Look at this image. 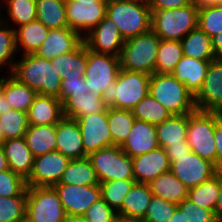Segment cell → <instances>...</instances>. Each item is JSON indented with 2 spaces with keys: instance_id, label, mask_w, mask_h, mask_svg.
<instances>
[{
  "instance_id": "obj_1",
  "label": "cell",
  "mask_w": 222,
  "mask_h": 222,
  "mask_svg": "<svg viewBox=\"0 0 222 222\" xmlns=\"http://www.w3.org/2000/svg\"><path fill=\"white\" fill-rule=\"evenodd\" d=\"M16 59L11 75L20 83L33 89L37 94L53 96L60 100L63 78L51 60L36 53L20 55Z\"/></svg>"
},
{
  "instance_id": "obj_2",
  "label": "cell",
  "mask_w": 222,
  "mask_h": 222,
  "mask_svg": "<svg viewBox=\"0 0 222 222\" xmlns=\"http://www.w3.org/2000/svg\"><path fill=\"white\" fill-rule=\"evenodd\" d=\"M149 94L171 115H184L196 110L194 96L172 74H152Z\"/></svg>"
},
{
  "instance_id": "obj_3",
  "label": "cell",
  "mask_w": 222,
  "mask_h": 222,
  "mask_svg": "<svg viewBox=\"0 0 222 222\" xmlns=\"http://www.w3.org/2000/svg\"><path fill=\"white\" fill-rule=\"evenodd\" d=\"M198 11L194 2L181 8L151 11V30L160 40L181 41L198 27Z\"/></svg>"
},
{
  "instance_id": "obj_4",
  "label": "cell",
  "mask_w": 222,
  "mask_h": 222,
  "mask_svg": "<svg viewBox=\"0 0 222 222\" xmlns=\"http://www.w3.org/2000/svg\"><path fill=\"white\" fill-rule=\"evenodd\" d=\"M106 16L116 24L124 41L151 30L148 3L108 0Z\"/></svg>"
},
{
  "instance_id": "obj_5",
  "label": "cell",
  "mask_w": 222,
  "mask_h": 222,
  "mask_svg": "<svg viewBox=\"0 0 222 222\" xmlns=\"http://www.w3.org/2000/svg\"><path fill=\"white\" fill-rule=\"evenodd\" d=\"M159 44L160 38L152 30L125 40L119 55L121 69L149 75L156 73Z\"/></svg>"
},
{
  "instance_id": "obj_6",
  "label": "cell",
  "mask_w": 222,
  "mask_h": 222,
  "mask_svg": "<svg viewBox=\"0 0 222 222\" xmlns=\"http://www.w3.org/2000/svg\"><path fill=\"white\" fill-rule=\"evenodd\" d=\"M222 117L220 112L195 110L189 113L186 141L190 150L214 165L217 148L215 145V127Z\"/></svg>"
},
{
  "instance_id": "obj_7",
  "label": "cell",
  "mask_w": 222,
  "mask_h": 222,
  "mask_svg": "<svg viewBox=\"0 0 222 222\" xmlns=\"http://www.w3.org/2000/svg\"><path fill=\"white\" fill-rule=\"evenodd\" d=\"M150 77L146 73L120 69L107 97L108 106L131 111L149 94Z\"/></svg>"
},
{
  "instance_id": "obj_8",
  "label": "cell",
  "mask_w": 222,
  "mask_h": 222,
  "mask_svg": "<svg viewBox=\"0 0 222 222\" xmlns=\"http://www.w3.org/2000/svg\"><path fill=\"white\" fill-rule=\"evenodd\" d=\"M67 213L53 186L27 187L26 222H64Z\"/></svg>"
},
{
  "instance_id": "obj_9",
  "label": "cell",
  "mask_w": 222,
  "mask_h": 222,
  "mask_svg": "<svg viewBox=\"0 0 222 222\" xmlns=\"http://www.w3.org/2000/svg\"><path fill=\"white\" fill-rule=\"evenodd\" d=\"M120 69L119 57L96 53L87 48V71L84 78L88 92L107 98Z\"/></svg>"
},
{
  "instance_id": "obj_10",
  "label": "cell",
  "mask_w": 222,
  "mask_h": 222,
  "mask_svg": "<svg viewBox=\"0 0 222 222\" xmlns=\"http://www.w3.org/2000/svg\"><path fill=\"white\" fill-rule=\"evenodd\" d=\"M88 157L99 183L117 179H134L133 160L122 151L120 146L101 148Z\"/></svg>"
},
{
  "instance_id": "obj_11",
  "label": "cell",
  "mask_w": 222,
  "mask_h": 222,
  "mask_svg": "<svg viewBox=\"0 0 222 222\" xmlns=\"http://www.w3.org/2000/svg\"><path fill=\"white\" fill-rule=\"evenodd\" d=\"M66 15L69 28L84 38L107 12V1L66 0Z\"/></svg>"
},
{
  "instance_id": "obj_12",
  "label": "cell",
  "mask_w": 222,
  "mask_h": 222,
  "mask_svg": "<svg viewBox=\"0 0 222 222\" xmlns=\"http://www.w3.org/2000/svg\"><path fill=\"white\" fill-rule=\"evenodd\" d=\"M170 171L188 188L200 185L217 174L215 165L190 151L171 163Z\"/></svg>"
},
{
  "instance_id": "obj_13",
  "label": "cell",
  "mask_w": 222,
  "mask_h": 222,
  "mask_svg": "<svg viewBox=\"0 0 222 222\" xmlns=\"http://www.w3.org/2000/svg\"><path fill=\"white\" fill-rule=\"evenodd\" d=\"M61 204L67 216H82L87 209L101 198L99 185L55 184Z\"/></svg>"
},
{
  "instance_id": "obj_14",
  "label": "cell",
  "mask_w": 222,
  "mask_h": 222,
  "mask_svg": "<svg viewBox=\"0 0 222 222\" xmlns=\"http://www.w3.org/2000/svg\"><path fill=\"white\" fill-rule=\"evenodd\" d=\"M69 161L58 151L35 157L32 173L26 180L27 187L54 186L59 183Z\"/></svg>"
},
{
  "instance_id": "obj_15",
  "label": "cell",
  "mask_w": 222,
  "mask_h": 222,
  "mask_svg": "<svg viewBox=\"0 0 222 222\" xmlns=\"http://www.w3.org/2000/svg\"><path fill=\"white\" fill-rule=\"evenodd\" d=\"M76 121L79 124L83 147L87 156L101 148L114 145L109 130L107 110L80 117Z\"/></svg>"
},
{
  "instance_id": "obj_16",
  "label": "cell",
  "mask_w": 222,
  "mask_h": 222,
  "mask_svg": "<svg viewBox=\"0 0 222 222\" xmlns=\"http://www.w3.org/2000/svg\"><path fill=\"white\" fill-rule=\"evenodd\" d=\"M194 99L196 110L222 113V58L210 62L202 87Z\"/></svg>"
},
{
  "instance_id": "obj_17",
  "label": "cell",
  "mask_w": 222,
  "mask_h": 222,
  "mask_svg": "<svg viewBox=\"0 0 222 222\" xmlns=\"http://www.w3.org/2000/svg\"><path fill=\"white\" fill-rule=\"evenodd\" d=\"M87 48L100 54L119 57L124 44L118 27L107 16L94 27L84 38Z\"/></svg>"
},
{
  "instance_id": "obj_18",
  "label": "cell",
  "mask_w": 222,
  "mask_h": 222,
  "mask_svg": "<svg viewBox=\"0 0 222 222\" xmlns=\"http://www.w3.org/2000/svg\"><path fill=\"white\" fill-rule=\"evenodd\" d=\"M132 160L136 183L148 184L159 175L170 171L171 163L162 147L136 156Z\"/></svg>"
},
{
  "instance_id": "obj_19",
  "label": "cell",
  "mask_w": 222,
  "mask_h": 222,
  "mask_svg": "<svg viewBox=\"0 0 222 222\" xmlns=\"http://www.w3.org/2000/svg\"><path fill=\"white\" fill-rule=\"evenodd\" d=\"M56 151L70 160L87 157L79 124L75 119L63 117L56 125Z\"/></svg>"
},
{
  "instance_id": "obj_20",
  "label": "cell",
  "mask_w": 222,
  "mask_h": 222,
  "mask_svg": "<svg viewBox=\"0 0 222 222\" xmlns=\"http://www.w3.org/2000/svg\"><path fill=\"white\" fill-rule=\"evenodd\" d=\"M120 147L131 158L158 148L155 125L135 119L126 141Z\"/></svg>"
},
{
  "instance_id": "obj_21",
  "label": "cell",
  "mask_w": 222,
  "mask_h": 222,
  "mask_svg": "<svg viewBox=\"0 0 222 222\" xmlns=\"http://www.w3.org/2000/svg\"><path fill=\"white\" fill-rule=\"evenodd\" d=\"M82 41L83 38L69 27L50 29L47 38L36 54L52 60L74 50Z\"/></svg>"
},
{
  "instance_id": "obj_22",
  "label": "cell",
  "mask_w": 222,
  "mask_h": 222,
  "mask_svg": "<svg viewBox=\"0 0 222 222\" xmlns=\"http://www.w3.org/2000/svg\"><path fill=\"white\" fill-rule=\"evenodd\" d=\"M27 117L29 126L57 125L64 117L62 102L53 96L37 94Z\"/></svg>"
},
{
  "instance_id": "obj_23",
  "label": "cell",
  "mask_w": 222,
  "mask_h": 222,
  "mask_svg": "<svg viewBox=\"0 0 222 222\" xmlns=\"http://www.w3.org/2000/svg\"><path fill=\"white\" fill-rule=\"evenodd\" d=\"M1 146L7 158L8 168L27 180L32 173L34 157L24 137L7 139Z\"/></svg>"
},
{
  "instance_id": "obj_24",
  "label": "cell",
  "mask_w": 222,
  "mask_h": 222,
  "mask_svg": "<svg viewBox=\"0 0 222 222\" xmlns=\"http://www.w3.org/2000/svg\"><path fill=\"white\" fill-rule=\"evenodd\" d=\"M210 62L183 56L172 75L195 96L202 87Z\"/></svg>"
},
{
  "instance_id": "obj_25",
  "label": "cell",
  "mask_w": 222,
  "mask_h": 222,
  "mask_svg": "<svg viewBox=\"0 0 222 222\" xmlns=\"http://www.w3.org/2000/svg\"><path fill=\"white\" fill-rule=\"evenodd\" d=\"M62 106L64 116L75 120L90 114L105 112L109 107L107 98H101L92 92L70 95Z\"/></svg>"
},
{
  "instance_id": "obj_26",
  "label": "cell",
  "mask_w": 222,
  "mask_h": 222,
  "mask_svg": "<svg viewBox=\"0 0 222 222\" xmlns=\"http://www.w3.org/2000/svg\"><path fill=\"white\" fill-rule=\"evenodd\" d=\"M63 80L82 78L87 71V46L84 40L72 51L51 60Z\"/></svg>"
},
{
  "instance_id": "obj_27",
  "label": "cell",
  "mask_w": 222,
  "mask_h": 222,
  "mask_svg": "<svg viewBox=\"0 0 222 222\" xmlns=\"http://www.w3.org/2000/svg\"><path fill=\"white\" fill-rule=\"evenodd\" d=\"M4 10L8 14L4 13L6 12ZM36 16V0H0V20L9 24L14 30L35 21Z\"/></svg>"
},
{
  "instance_id": "obj_28",
  "label": "cell",
  "mask_w": 222,
  "mask_h": 222,
  "mask_svg": "<svg viewBox=\"0 0 222 222\" xmlns=\"http://www.w3.org/2000/svg\"><path fill=\"white\" fill-rule=\"evenodd\" d=\"M2 92L7 102L15 110L27 113L37 93L20 83L11 74L2 73Z\"/></svg>"
},
{
  "instance_id": "obj_29",
  "label": "cell",
  "mask_w": 222,
  "mask_h": 222,
  "mask_svg": "<svg viewBox=\"0 0 222 222\" xmlns=\"http://www.w3.org/2000/svg\"><path fill=\"white\" fill-rule=\"evenodd\" d=\"M16 49L21 55L36 53L48 36L49 29L35 20L16 30Z\"/></svg>"
},
{
  "instance_id": "obj_30",
  "label": "cell",
  "mask_w": 222,
  "mask_h": 222,
  "mask_svg": "<svg viewBox=\"0 0 222 222\" xmlns=\"http://www.w3.org/2000/svg\"><path fill=\"white\" fill-rule=\"evenodd\" d=\"M189 114L171 115L167 120L155 125L159 147L180 144L186 141Z\"/></svg>"
},
{
  "instance_id": "obj_31",
  "label": "cell",
  "mask_w": 222,
  "mask_h": 222,
  "mask_svg": "<svg viewBox=\"0 0 222 222\" xmlns=\"http://www.w3.org/2000/svg\"><path fill=\"white\" fill-rule=\"evenodd\" d=\"M152 196L149 184L135 183L124 198L117 215L127 218H143Z\"/></svg>"
},
{
  "instance_id": "obj_32",
  "label": "cell",
  "mask_w": 222,
  "mask_h": 222,
  "mask_svg": "<svg viewBox=\"0 0 222 222\" xmlns=\"http://www.w3.org/2000/svg\"><path fill=\"white\" fill-rule=\"evenodd\" d=\"M153 195L166 201L179 204L188 198V188L171 172L159 175L148 183Z\"/></svg>"
},
{
  "instance_id": "obj_33",
  "label": "cell",
  "mask_w": 222,
  "mask_h": 222,
  "mask_svg": "<svg viewBox=\"0 0 222 222\" xmlns=\"http://www.w3.org/2000/svg\"><path fill=\"white\" fill-rule=\"evenodd\" d=\"M24 139L34 158L56 151V125L29 126Z\"/></svg>"
},
{
  "instance_id": "obj_34",
  "label": "cell",
  "mask_w": 222,
  "mask_h": 222,
  "mask_svg": "<svg viewBox=\"0 0 222 222\" xmlns=\"http://www.w3.org/2000/svg\"><path fill=\"white\" fill-rule=\"evenodd\" d=\"M57 184L99 185L98 178L89 157L72 159L63 171Z\"/></svg>"
},
{
  "instance_id": "obj_35",
  "label": "cell",
  "mask_w": 222,
  "mask_h": 222,
  "mask_svg": "<svg viewBox=\"0 0 222 222\" xmlns=\"http://www.w3.org/2000/svg\"><path fill=\"white\" fill-rule=\"evenodd\" d=\"M180 42L183 56L204 61L216 59L211 38L199 27L190 31Z\"/></svg>"
},
{
  "instance_id": "obj_36",
  "label": "cell",
  "mask_w": 222,
  "mask_h": 222,
  "mask_svg": "<svg viewBox=\"0 0 222 222\" xmlns=\"http://www.w3.org/2000/svg\"><path fill=\"white\" fill-rule=\"evenodd\" d=\"M36 20L49 30L69 27L63 0H36Z\"/></svg>"
},
{
  "instance_id": "obj_37",
  "label": "cell",
  "mask_w": 222,
  "mask_h": 222,
  "mask_svg": "<svg viewBox=\"0 0 222 222\" xmlns=\"http://www.w3.org/2000/svg\"><path fill=\"white\" fill-rule=\"evenodd\" d=\"M221 185V174L217 173L210 179L188 190V199L198 206L214 211Z\"/></svg>"
},
{
  "instance_id": "obj_38",
  "label": "cell",
  "mask_w": 222,
  "mask_h": 222,
  "mask_svg": "<svg viewBox=\"0 0 222 222\" xmlns=\"http://www.w3.org/2000/svg\"><path fill=\"white\" fill-rule=\"evenodd\" d=\"M107 119L113 144L121 146L126 141L135 121L132 111L108 107Z\"/></svg>"
},
{
  "instance_id": "obj_39",
  "label": "cell",
  "mask_w": 222,
  "mask_h": 222,
  "mask_svg": "<svg viewBox=\"0 0 222 222\" xmlns=\"http://www.w3.org/2000/svg\"><path fill=\"white\" fill-rule=\"evenodd\" d=\"M182 57L183 49L180 41L160 40L156 57V73L172 74Z\"/></svg>"
},
{
  "instance_id": "obj_40",
  "label": "cell",
  "mask_w": 222,
  "mask_h": 222,
  "mask_svg": "<svg viewBox=\"0 0 222 222\" xmlns=\"http://www.w3.org/2000/svg\"><path fill=\"white\" fill-rule=\"evenodd\" d=\"M16 55V32L9 24L0 20V72H4L5 68L7 71L4 74H11Z\"/></svg>"
},
{
  "instance_id": "obj_41",
  "label": "cell",
  "mask_w": 222,
  "mask_h": 222,
  "mask_svg": "<svg viewBox=\"0 0 222 222\" xmlns=\"http://www.w3.org/2000/svg\"><path fill=\"white\" fill-rule=\"evenodd\" d=\"M136 120L157 125L167 120L171 114L150 94L143 98L132 110Z\"/></svg>"
},
{
  "instance_id": "obj_42",
  "label": "cell",
  "mask_w": 222,
  "mask_h": 222,
  "mask_svg": "<svg viewBox=\"0 0 222 222\" xmlns=\"http://www.w3.org/2000/svg\"><path fill=\"white\" fill-rule=\"evenodd\" d=\"M135 183L134 179H117L100 183L101 198L117 212Z\"/></svg>"
},
{
  "instance_id": "obj_43",
  "label": "cell",
  "mask_w": 222,
  "mask_h": 222,
  "mask_svg": "<svg viewBox=\"0 0 222 222\" xmlns=\"http://www.w3.org/2000/svg\"><path fill=\"white\" fill-rule=\"evenodd\" d=\"M198 27L210 38L222 33V7L218 4H208L199 7Z\"/></svg>"
},
{
  "instance_id": "obj_44",
  "label": "cell",
  "mask_w": 222,
  "mask_h": 222,
  "mask_svg": "<svg viewBox=\"0 0 222 222\" xmlns=\"http://www.w3.org/2000/svg\"><path fill=\"white\" fill-rule=\"evenodd\" d=\"M26 190L19 196H0V222H24Z\"/></svg>"
},
{
  "instance_id": "obj_45",
  "label": "cell",
  "mask_w": 222,
  "mask_h": 222,
  "mask_svg": "<svg viewBox=\"0 0 222 222\" xmlns=\"http://www.w3.org/2000/svg\"><path fill=\"white\" fill-rule=\"evenodd\" d=\"M0 125L5 140L24 137L29 127L27 113L12 109L0 115Z\"/></svg>"
},
{
  "instance_id": "obj_46",
  "label": "cell",
  "mask_w": 222,
  "mask_h": 222,
  "mask_svg": "<svg viewBox=\"0 0 222 222\" xmlns=\"http://www.w3.org/2000/svg\"><path fill=\"white\" fill-rule=\"evenodd\" d=\"M177 207L178 204L153 195L142 219L146 222H168Z\"/></svg>"
},
{
  "instance_id": "obj_47",
  "label": "cell",
  "mask_w": 222,
  "mask_h": 222,
  "mask_svg": "<svg viewBox=\"0 0 222 222\" xmlns=\"http://www.w3.org/2000/svg\"><path fill=\"white\" fill-rule=\"evenodd\" d=\"M27 189L26 180L10 169L0 171V196L21 195Z\"/></svg>"
},
{
  "instance_id": "obj_48",
  "label": "cell",
  "mask_w": 222,
  "mask_h": 222,
  "mask_svg": "<svg viewBox=\"0 0 222 222\" xmlns=\"http://www.w3.org/2000/svg\"><path fill=\"white\" fill-rule=\"evenodd\" d=\"M185 222H219L214 211L198 206L188 198L178 204Z\"/></svg>"
},
{
  "instance_id": "obj_49",
  "label": "cell",
  "mask_w": 222,
  "mask_h": 222,
  "mask_svg": "<svg viewBox=\"0 0 222 222\" xmlns=\"http://www.w3.org/2000/svg\"><path fill=\"white\" fill-rule=\"evenodd\" d=\"M117 212L102 198L93 203L82 217L86 222H114Z\"/></svg>"
},
{
  "instance_id": "obj_50",
  "label": "cell",
  "mask_w": 222,
  "mask_h": 222,
  "mask_svg": "<svg viewBox=\"0 0 222 222\" xmlns=\"http://www.w3.org/2000/svg\"><path fill=\"white\" fill-rule=\"evenodd\" d=\"M88 85L84 77L82 78H68L62 80L60 90V101L63 103L70 95L86 94L88 92Z\"/></svg>"
},
{
  "instance_id": "obj_51",
  "label": "cell",
  "mask_w": 222,
  "mask_h": 222,
  "mask_svg": "<svg viewBox=\"0 0 222 222\" xmlns=\"http://www.w3.org/2000/svg\"><path fill=\"white\" fill-rule=\"evenodd\" d=\"M192 0H149L151 11L181 8L190 5Z\"/></svg>"
},
{
  "instance_id": "obj_52",
  "label": "cell",
  "mask_w": 222,
  "mask_h": 222,
  "mask_svg": "<svg viewBox=\"0 0 222 222\" xmlns=\"http://www.w3.org/2000/svg\"><path fill=\"white\" fill-rule=\"evenodd\" d=\"M214 138L217 148L215 168L222 175V117L216 123Z\"/></svg>"
},
{
  "instance_id": "obj_53",
  "label": "cell",
  "mask_w": 222,
  "mask_h": 222,
  "mask_svg": "<svg viewBox=\"0 0 222 222\" xmlns=\"http://www.w3.org/2000/svg\"><path fill=\"white\" fill-rule=\"evenodd\" d=\"M166 154L170 160V163H173L174 161L177 160V157H180L182 155H186L189 153L190 146L188 145L187 141H182L180 144L176 145H168L165 148Z\"/></svg>"
},
{
  "instance_id": "obj_54",
  "label": "cell",
  "mask_w": 222,
  "mask_h": 222,
  "mask_svg": "<svg viewBox=\"0 0 222 222\" xmlns=\"http://www.w3.org/2000/svg\"><path fill=\"white\" fill-rule=\"evenodd\" d=\"M212 49L216 58H222V33H219L211 38Z\"/></svg>"
},
{
  "instance_id": "obj_55",
  "label": "cell",
  "mask_w": 222,
  "mask_h": 222,
  "mask_svg": "<svg viewBox=\"0 0 222 222\" xmlns=\"http://www.w3.org/2000/svg\"><path fill=\"white\" fill-rule=\"evenodd\" d=\"M13 108L9 103L7 102V99H5L3 92H2V76H0V115H3Z\"/></svg>"
},
{
  "instance_id": "obj_56",
  "label": "cell",
  "mask_w": 222,
  "mask_h": 222,
  "mask_svg": "<svg viewBox=\"0 0 222 222\" xmlns=\"http://www.w3.org/2000/svg\"><path fill=\"white\" fill-rule=\"evenodd\" d=\"M215 214L219 222H222V175H221V185L218 194V200L215 208Z\"/></svg>"
},
{
  "instance_id": "obj_57",
  "label": "cell",
  "mask_w": 222,
  "mask_h": 222,
  "mask_svg": "<svg viewBox=\"0 0 222 222\" xmlns=\"http://www.w3.org/2000/svg\"><path fill=\"white\" fill-rule=\"evenodd\" d=\"M168 222H185L184 213L177 207L173 216Z\"/></svg>"
},
{
  "instance_id": "obj_58",
  "label": "cell",
  "mask_w": 222,
  "mask_h": 222,
  "mask_svg": "<svg viewBox=\"0 0 222 222\" xmlns=\"http://www.w3.org/2000/svg\"><path fill=\"white\" fill-rule=\"evenodd\" d=\"M7 158L4 154L3 148L0 145V171L8 170Z\"/></svg>"
},
{
  "instance_id": "obj_59",
  "label": "cell",
  "mask_w": 222,
  "mask_h": 222,
  "mask_svg": "<svg viewBox=\"0 0 222 222\" xmlns=\"http://www.w3.org/2000/svg\"><path fill=\"white\" fill-rule=\"evenodd\" d=\"M114 222H146L142 218H127L117 215Z\"/></svg>"
},
{
  "instance_id": "obj_60",
  "label": "cell",
  "mask_w": 222,
  "mask_h": 222,
  "mask_svg": "<svg viewBox=\"0 0 222 222\" xmlns=\"http://www.w3.org/2000/svg\"><path fill=\"white\" fill-rule=\"evenodd\" d=\"M199 7L208 4H217L220 0H192Z\"/></svg>"
},
{
  "instance_id": "obj_61",
  "label": "cell",
  "mask_w": 222,
  "mask_h": 222,
  "mask_svg": "<svg viewBox=\"0 0 222 222\" xmlns=\"http://www.w3.org/2000/svg\"><path fill=\"white\" fill-rule=\"evenodd\" d=\"M64 222H86L82 216H67Z\"/></svg>"
},
{
  "instance_id": "obj_62",
  "label": "cell",
  "mask_w": 222,
  "mask_h": 222,
  "mask_svg": "<svg viewBox=\"0 0 222 222\" xmlns=\"http://www.w3.org/2000/svg\"><path fill=\"white\" fill-rule=\"evenodd\" d=\"M5 141V138H4V134H3V131H2V127L0 125V145H2Z\"/></svg>"
},
{
  "instance_id": "obj_63",
  "label": "cell",
  "mask_w": 222,
  "mask_h": 222,
  "mask_svg": "<svg viewBox=\"0 0 222 222\" xmlns=\"http://www.w3.org/2000/svg\"><path fill=\"white\" fill-rule=\"evenodd\" d=\"M121 1H129V2H136V3H148L149 0H121Z\"/></svg>"
},
{
  "instance_id": "obj_64",
  "label": "cell",
  "mask_w": 222,
  "mask_h": 222,
  "mask_svg": "<svg viewBox=\"0 0 222 222\" xmlns=\"http://www.w3.org/2000/svg\"><path fill=\"white\" fill-rule=\"evenodd\" d=\"M75 1H108V0H75Z\"/></svg>"
},
{
  "instance_id": "obj_65",
  "label": "cell",
  "mask_w": 222,
  "mask_h": 222,
  "mask_svg": "<svg viewBox=\"0 0 222 222\" xmlns=\"http://www.w3.org/2000/svg\"><path fill=\"white\" fill-rule=\"evenodd\" d=\"M217 4L222 7V0H220Z\"/></svg>"
}]
</instances>
